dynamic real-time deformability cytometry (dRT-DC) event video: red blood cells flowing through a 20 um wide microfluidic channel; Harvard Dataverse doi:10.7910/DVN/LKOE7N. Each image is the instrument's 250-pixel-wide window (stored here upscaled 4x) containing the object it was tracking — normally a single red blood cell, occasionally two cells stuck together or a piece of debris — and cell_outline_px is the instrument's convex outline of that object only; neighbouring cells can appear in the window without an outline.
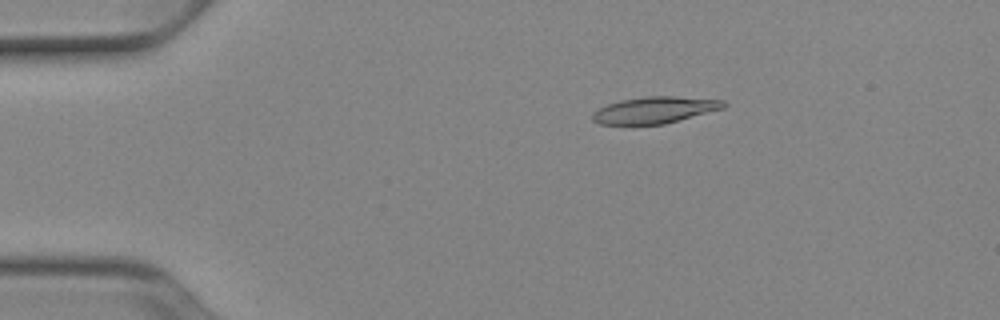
{"species": "Egyptian fruit bat (a non-hibernating species)", "species_latin": "Rousettus aegyptiacus", "temperature_condition": "cold", "stored_images_in_passage": 52, "camera_frame_rate_fps": 3000, "um_per_image_px": 0.085, "animal": {"sex": "female"}, "frame": {"image": 1, "passage_image": 10, "time_ms": 3.0, "image_size_px": [1000, 320], "cell_outline_px": [[728, 104], [724, 108], [664, 124], [600, 124], [592, 120], [592, 112], [608, 104], [620, 100], [644, 96], [676, 96], [724, 100]], "centroid_in_image_um": [55.66, 9.34], "position_along_channel_um": 29.3, "area_um2": 20.29}}
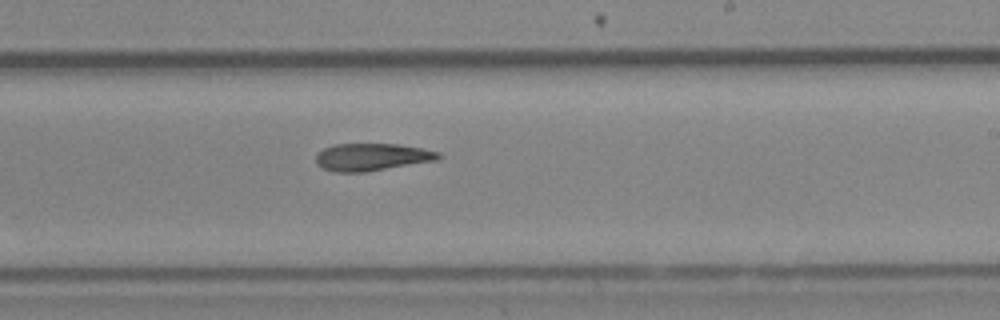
{"frame": {"image": 2, "passage_image": 32, "time_ms": 10.333, "image_size_px": [1000, 320], "cell_outline_px": [[444, 156], [440, 160], [364, 172], [336, 172], [320, 168], [316, 164], [316, 156], [324, 148], [332, 144], [400, 144], [440, 152]], "centroid_in_image_um": [31.64, 13.35], "position_along_channel_um": 257.4, "area_um2": 19.77}}
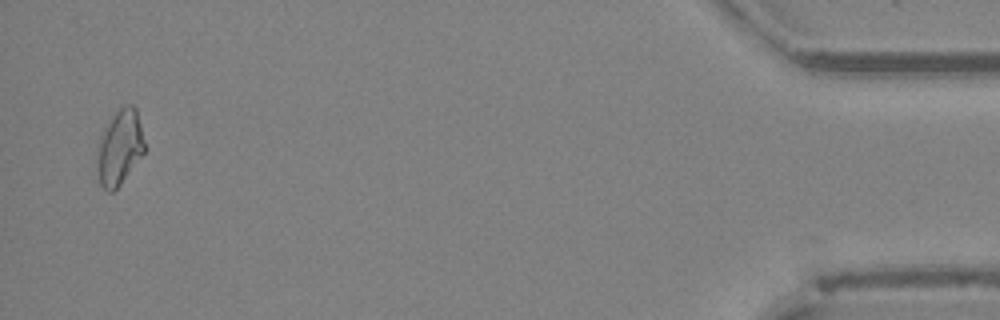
{"frame": {"image": 3, "passage_image": 51, "time_ms": 16.667, "image_size_px": [1000, 320], "cell_outline_px": [[144, 152], [120, 184], [112, 192], [108, 192], [100, 184], [96, 148], [96, 144], [104, 128], [112, 116], [120, 108], [128, 104], [132, 104], [136, 108], [140, 124], [144, 144]], "centroid_in_image_um": [10.14, 12.51], "position_along_channel_um": 425.1, "area_um2": 20.4}}